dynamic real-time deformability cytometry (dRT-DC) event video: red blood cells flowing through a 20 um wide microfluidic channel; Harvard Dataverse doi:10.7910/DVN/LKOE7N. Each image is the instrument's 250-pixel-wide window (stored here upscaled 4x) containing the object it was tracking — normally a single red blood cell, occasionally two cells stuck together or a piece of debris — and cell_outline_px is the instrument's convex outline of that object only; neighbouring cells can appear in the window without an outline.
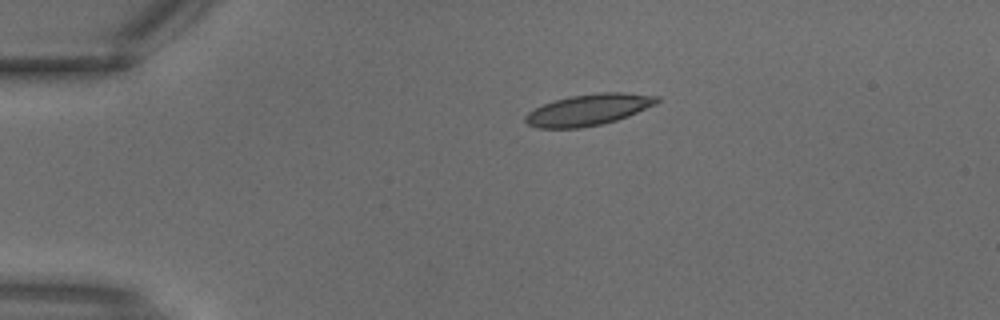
{"species": "common noctule bat (a hibernating species)", "species_latin": "Nyctalus noctula", "temperature_condition": "warm", "stored_images_in_passage": 4, "camera_frame_rate_fps": 3000, "um_per_image_px": 0.085, "animal": {"sex": "male", "body_mass_g": 18.8}, "frame": {"image": 1, "passage_image": 4, "time_ms": 1.0, "image_size_px": [1000, 320], "cell_outline_px": [[660, 100], [656, 104], [628, 116], [616, 120], [600, 124], [580, 128], [536, 128], [528, 124], [524, 120], [524, 116], [528, 112], [544, 104], [568, 96], [600, 92], [624, 92], [660, 96]], "centroid_in_image_um": [50.03, 9.32], "position_along_channel_um": 35.0, "area_um2": 23.99}}